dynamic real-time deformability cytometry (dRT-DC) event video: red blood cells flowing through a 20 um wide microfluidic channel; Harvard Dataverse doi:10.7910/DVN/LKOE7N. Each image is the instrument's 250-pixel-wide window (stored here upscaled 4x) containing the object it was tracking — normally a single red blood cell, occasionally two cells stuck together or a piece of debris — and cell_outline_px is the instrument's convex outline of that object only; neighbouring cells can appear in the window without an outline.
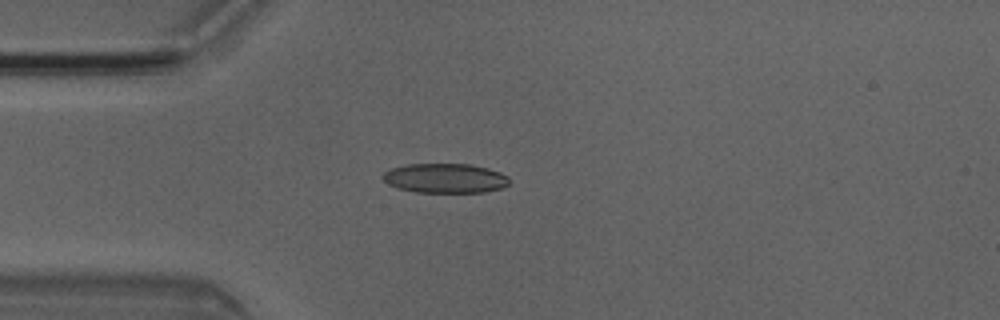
{"species": "Egyptian fruit bat (a non-hibernating species)", "species_latin": "Rousettus aegyptiacus", "temperature_condition": "room temperature", "stored_images_in_passage": 5, "camera_frame_rate_fps": 3000, "um_per_image_px": 0.085, "animal": {"sex": "male"}, "frame": {"image": 1, "passage_image": 4, "time_ms": 1.0, "image_size_px": [1000, 320], "cell_outline_px": [[512, 180], [508, 184], [500, 188], [484, 192], [416, 192], [396, 188], [388, 184], [380, 176], [384, 172], [392, 168], [408, 164], [468, 164], [488, 168], [500, 172], [508, 176]], "centroid_in_image_um": [37.83, 15.15], "position_along_channel_um": 47.2, "area_um2": 21.85}}